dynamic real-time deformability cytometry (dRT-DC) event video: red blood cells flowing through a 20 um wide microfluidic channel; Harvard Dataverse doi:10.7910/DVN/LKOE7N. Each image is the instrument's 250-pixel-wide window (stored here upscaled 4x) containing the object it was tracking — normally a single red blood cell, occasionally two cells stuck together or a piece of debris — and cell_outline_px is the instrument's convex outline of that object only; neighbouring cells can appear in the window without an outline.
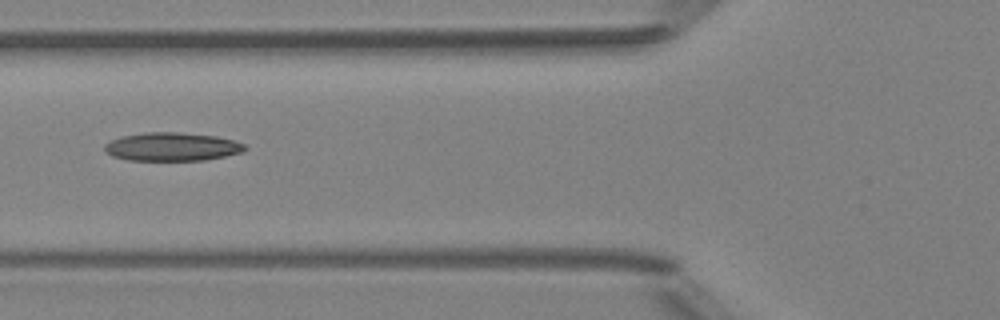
{"species": "Egyptian fruit bat (a non-hibernating species)", "species_latin": "Rousettus aegyptiacus", "temperature_condition": "room temperature", "stored_images_in_passage": 6, "camera_frame_rate_fps": 3000, "um_per_image_px": 0.085, "animal": {"sex": "female"}, "frame": {"image": 1, "passage_image": 6, "time_ms": 5.667, "image_size_px": [1000, 320], "cell_outline_px": [[248, 148], [244, 152], [204, 160], [128, 160], [112, 156], [104, 148], [104, 144], [120, 136], [144, 132], [180, 132], [216, 136], [232, 140], [244, 144]], "centroid_in_image_um": [14.62, 12.46], "position_along_channel_um": 111.2, "area_um2": 23.24}}